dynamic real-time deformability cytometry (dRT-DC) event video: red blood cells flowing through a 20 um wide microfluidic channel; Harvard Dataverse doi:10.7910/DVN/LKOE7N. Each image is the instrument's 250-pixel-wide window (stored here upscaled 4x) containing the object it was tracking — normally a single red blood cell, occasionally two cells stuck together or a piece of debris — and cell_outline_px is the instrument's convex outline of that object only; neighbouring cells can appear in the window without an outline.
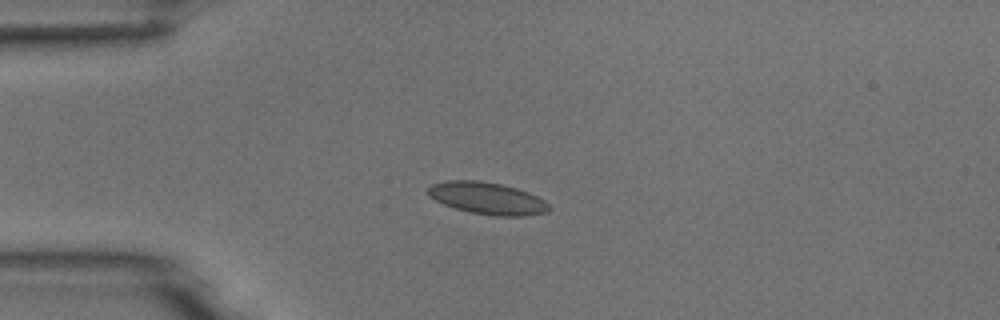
{"species": "common noctule bat (a hibernating species)", "species_latin": "Nyctalus noctula", "temperature_condition": "room temperature", "stored_images_in_passage": 3, "camera_frame_rate_fps": 3000, "um_per_image_px": 0.085, "animal": {"sex": "male", "body_mass_g": 18.8}, "frame": {"image": 1, "passage_image": 3, "time_ms": 3.333, "image_size_px": [1000, 320], "cell_outline_px": [[552, 208], [548, 212], [524, 216], [492, 216], [468, 212], [444, 204], [436, 200], [428, 192], [428, 188], [432, 184], [444, 180], [476, 180], [500, 184], [516, 188], [528, 192], [544, 200]], "centroid_in_image_um": [41.45, 16.86], "position_along_channel_um": 43.6, "area_um2": 22.54}}